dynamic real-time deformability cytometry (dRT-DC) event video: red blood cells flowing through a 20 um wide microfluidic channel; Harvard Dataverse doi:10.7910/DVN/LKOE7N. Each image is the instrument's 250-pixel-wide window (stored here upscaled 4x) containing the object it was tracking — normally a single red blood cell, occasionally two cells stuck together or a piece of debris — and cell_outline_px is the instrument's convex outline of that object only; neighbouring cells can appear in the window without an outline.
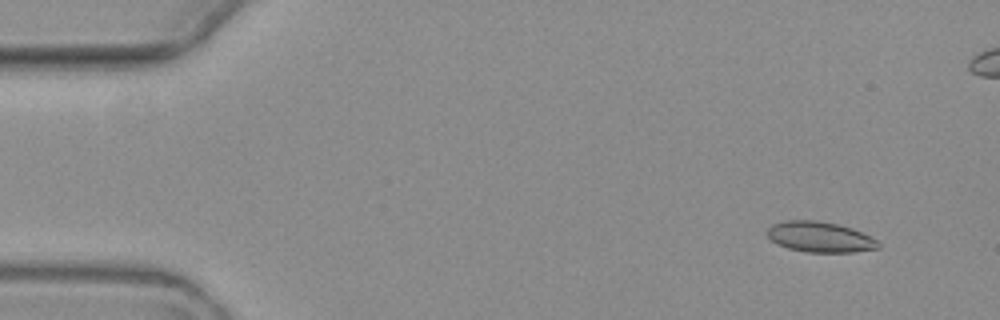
{"species": "common noctule bat (a hibernating species)", "species_latin": "Nyctalus noctula", "temperature_condition": "warm", "stored_images_in_passage": 6, "camera_frame_rate_fps": 3000, "um_per_image_px": 0.085, "animal": {"sex": "female", "body_mass_g": 19.3, "forearm_length_mm": 54.1}, "frame": {"image": 1, "passage_image": 2, "time_ms": 1.0, "image_size_px": [1000, 320], "cell_outline_px": [[880, 248], [852, 252], [808, 252], [788, 248], [776, 244], [768, 236], [768, 228], [772, 224], [788, 220], [812, 220], [836, 224], [860, 232], [876, 240], [880, 244]], "centroid_in_image_um": [69.66, 20.15], "position_along_channel_um": 15.3, "area_um2": 19.36}}